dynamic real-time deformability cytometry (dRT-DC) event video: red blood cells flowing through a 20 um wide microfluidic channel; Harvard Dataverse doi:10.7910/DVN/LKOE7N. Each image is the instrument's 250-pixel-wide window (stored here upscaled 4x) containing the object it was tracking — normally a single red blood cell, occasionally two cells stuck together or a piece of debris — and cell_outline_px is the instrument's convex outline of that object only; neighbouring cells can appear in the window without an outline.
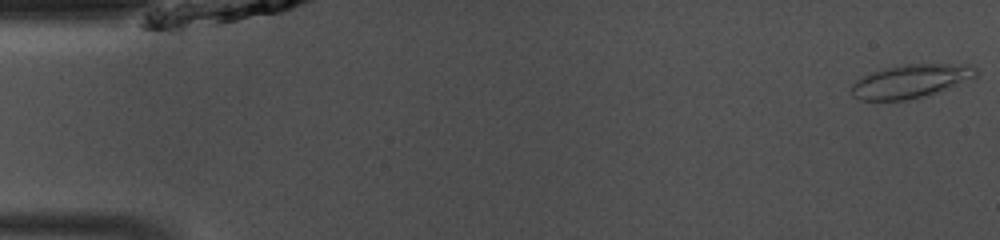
{"species": "common noctule bat (a hibernating species)", "species_latin": "Nyctalus noctula", "temperature_condition": "room temperature", "stored_images_in_passage": 48, "camera_frame_rate_fps": 3000, "um_per_image_px": 0.085, "animal": {"sex": "male", "body_mass_g": 13.0, "forearm_length_mm": 53.1}, "frame": {"image": 1, "passage_image": 1, "time_ms": 0.0, "image_size_px": [1000, 240], "cell_outline_px": [[980, 72], [976, 80], [936, 92], [904, 100], [860, 100], [852, 96], [852, 84], [856, 80], [864, 76], [884, 68], [904, 64], [968, 64], [976, 68]], "centroid_in_image_um": [77.51, 6.89], "position_along_channel_um": 7.5, "area_um2": 24.45}}
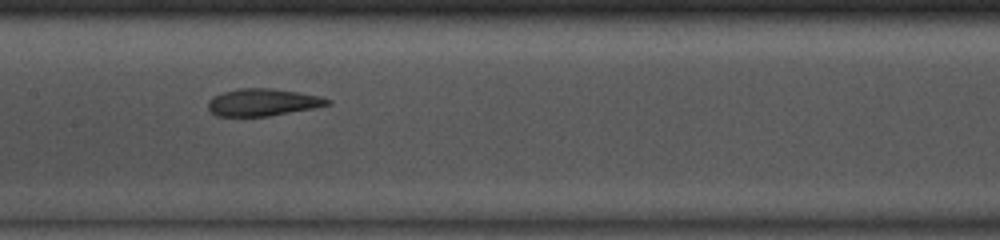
{"frame": {"image": 2, "passage_image": 23, "time_ms": 7.333, "image_size_px": [1000, 240], "cell_outline_px": [[332, 104], [312, 108], [268, 116], [216, 116], [208, 108], [208, 100], [212, 96], [224, 92], [240, 88], [272, 88], [320, 96], [332, 100]], "centroid_in_image_um": [22.32, 8.69], "position_along_channel_um": 185.1, "area_um2": 18.84}}
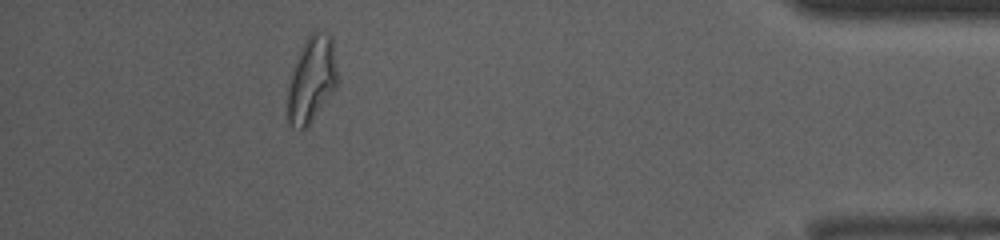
{"frame": {"image": 3, "passage_image": 43, "time_ms": 14.0, "image_size_px": [1000, 240], "cell_outline_px": [[336, 88], [308, 128], [292, 128], [288, 124], [288, 88], [296, 60], [300, 48], [304, 40], [312, 32], [328, 32], [332, 36], [336, 68]], "centroid_in_image_um": [26.49, 6.77], "position_along_channel_um": 408.7, "area_um2": 24.91}, "authors_computed_cell_mechanics": {"area_um2": 21.2126, "velocity_mm_per_s": 4.1352, "shape_relaxation_time_tau1_ms": 6.2734, "shape_relaxation_time_tau2_ms": 2.7892, "deformation_change_tau1": 0.189, "deformation_change_tau2": 0.1086}}